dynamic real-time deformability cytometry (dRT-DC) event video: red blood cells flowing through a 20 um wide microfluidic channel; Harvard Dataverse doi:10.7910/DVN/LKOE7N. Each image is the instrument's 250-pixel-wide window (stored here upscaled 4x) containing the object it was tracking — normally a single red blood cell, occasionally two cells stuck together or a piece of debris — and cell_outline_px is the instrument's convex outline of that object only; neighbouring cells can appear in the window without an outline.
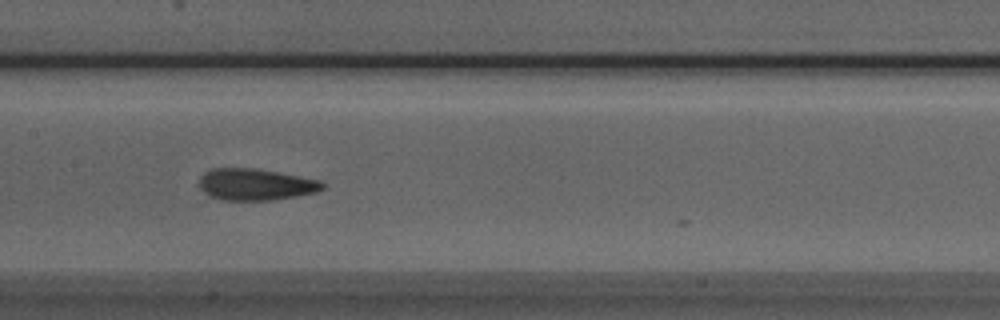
{"species": "Egyptian fruit bat (a non-hibernating species)", "species_latin": "Rousettus aegyptiacus", "temperature_condition": "room temperature", "stored_images_in_passage": 8, "camera_frame_rate_fps": 3000, "um_per_image_px": 0.085, "animal": {"sex": "male"}, "frame": {"image": 1, "passage_image": 6, "time_ms": 1.667, "image_size_px": [1000, 320], "cell_outline_px": [[324, 188], [316, 192], [296, 196], [272, 200], [220, 200], [204, 192], [200, 188], [200, 176], [204, 172], [212, 168], [256, 168], [320, 180], [324, 184]], "centroid_in_image_um": [21.71, 15.67], "position_along_channel_um": 185.7, "area_um2": 22.66}}
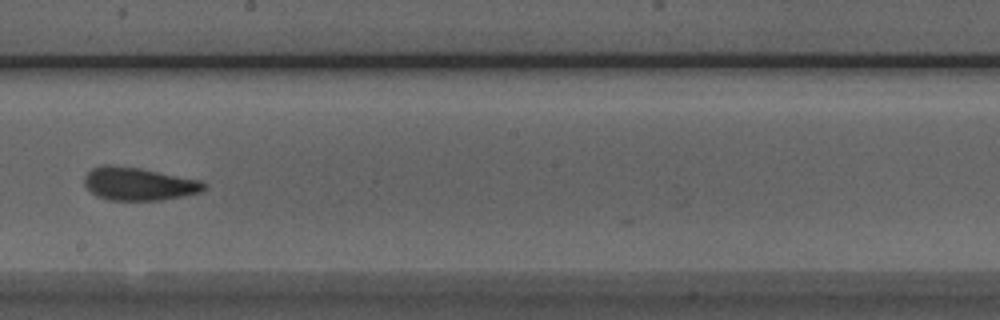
{"frame": {"image": 2, "passage_image": 7, "time_ms": 2.0, "image_size_px": [1000, 320], "cell_outline_px": [[208, 188], [200, 192], [160, 200], [112, 200], [96, 196], [84, 184], [84, 176], [92, 168], [104, 164], [108, 164], [140, 168], [204, 180], [208, 184]], "centroid_in_image_um": [11.83, 15.61], "position_along_channel_um": 236.4, "area_um2": 23.18}}
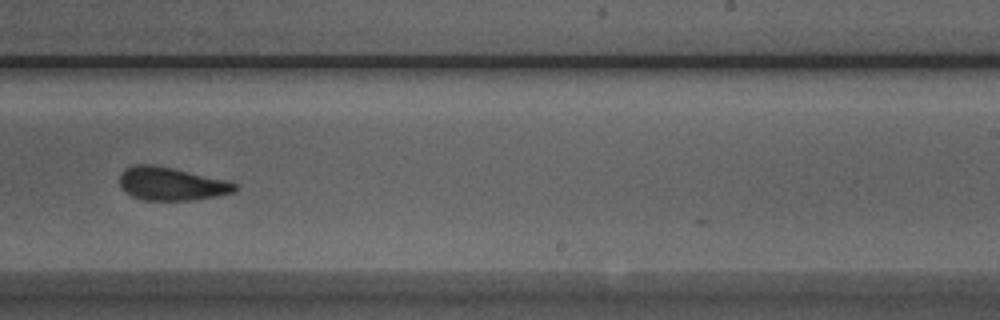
{"frame": {"image": 3, "passage_image": 8, "time_ms": 2.333, "image_size_px": [1000, 320], "cell_outline_px": [[240, 184], [236, 192], [216, 196], [192, 200], [144, 200], [132, 196], [124, 192], [120, 188], [120, 172], [124, 168], [132, 164], [152, 164], [172, 168], [228, 180]], "centroid_in_image_um": [14.57, 15.62], "position_along_channel_um": 274.4, "area_um2": 22.66}}